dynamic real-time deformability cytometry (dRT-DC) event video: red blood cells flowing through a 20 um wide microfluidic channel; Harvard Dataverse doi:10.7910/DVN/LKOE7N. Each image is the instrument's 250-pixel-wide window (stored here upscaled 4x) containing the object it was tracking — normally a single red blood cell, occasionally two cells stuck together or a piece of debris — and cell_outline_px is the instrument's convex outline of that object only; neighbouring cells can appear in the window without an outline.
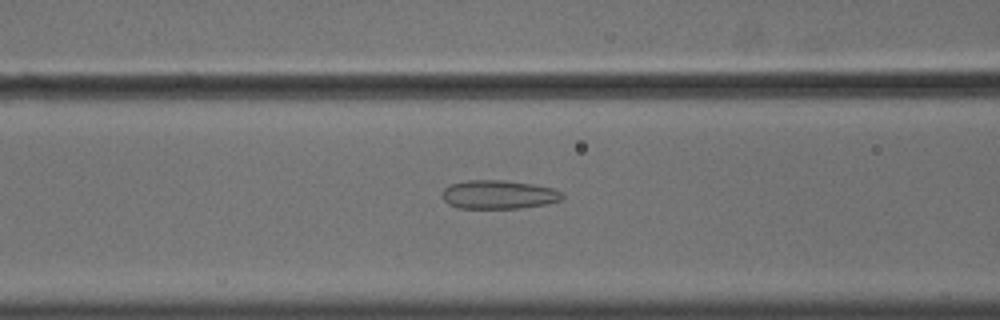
{"species": "common noctule bat (a hibernating species)", "species_latin": "Nyctalus noctula", "temperature_condition": "cold", "stored_images_in_passage": 56, "camera_frame_rate_fps": 3000, "um_per_image_px": 0.085, "animal": {"sex": "male", "body_mass_g": 18.8}, "frame": {"image": 1, "passage_image": 24, "time_ms": 7.667, "image_size_px": [1000, 320], "cell_outline_px": [[564, 196], [560, 200], [548, 204], [520, 208], [456, 208], [448, 204], [440, 196], [440, 192], [444, 188], [452, 184], [468, 180], [504, 180], [532, 184], [552, 188], [564, 192]], "centroid_in_image_um": [42.36, 16.54], "position_along_channel_um": 124.2, "area_um2": 20.29}}
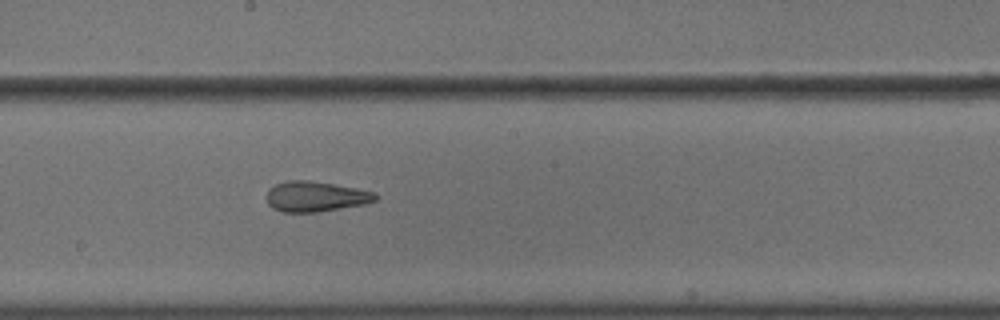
{"frame": {"image": 2, "passage_image": 32, "time_ms": 10.333, "image_size_px": [1000, 320], "cell_outline_px": [[380, 196], [376, 200], [364, 204], [316, 212], [280, 212], [272, 208], [268, 204], [268, 188], [276, 184], [288, 180], [308, 180], [356, 188], [376, 192]], "centroid_in_image_um": [26.83, 16.7], "position_along_channel_um": 221.4, "area_um2": 19.19}}
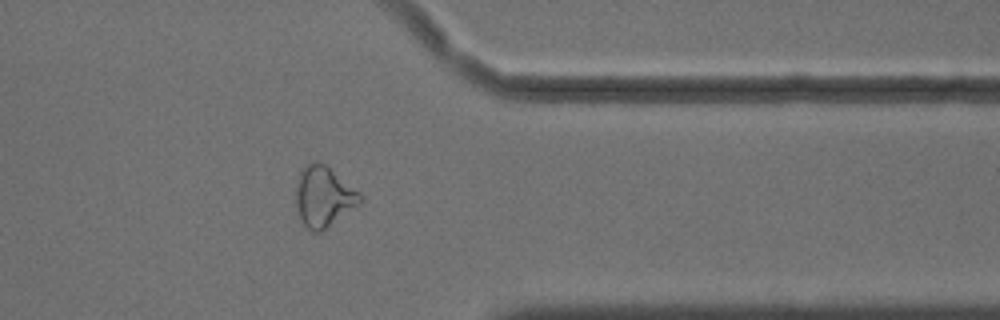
{"frame": {"image": 3, "passage_image": 46, "time_ms": 15.0, "image_size_px": [1000, 320], "cell_outline_px": [[364, 200], [360, 204], [320, 232], [312, 232], [300, 220], [296, 208], [296, 184], [300, 172], [304, 164], [312, 160], [316, 160], [328, 164], [360, 192], [364, 196]], "centroid_in_image_um": [27.52, 16.65], "position_along_channel_um": 383.9, "area_um2": 23.24}, "authors_computed_cell_mechanics": {"area_um2": 23.0911, "velocity_mm_per_s": 3.6334, "shape_relaxation_time_tau1_ms": null, "shape_relaxation_time_tau2_ms": 2.0258, "deformation_change_tau1": null, "deformation_change_tau2": 0.0909}}